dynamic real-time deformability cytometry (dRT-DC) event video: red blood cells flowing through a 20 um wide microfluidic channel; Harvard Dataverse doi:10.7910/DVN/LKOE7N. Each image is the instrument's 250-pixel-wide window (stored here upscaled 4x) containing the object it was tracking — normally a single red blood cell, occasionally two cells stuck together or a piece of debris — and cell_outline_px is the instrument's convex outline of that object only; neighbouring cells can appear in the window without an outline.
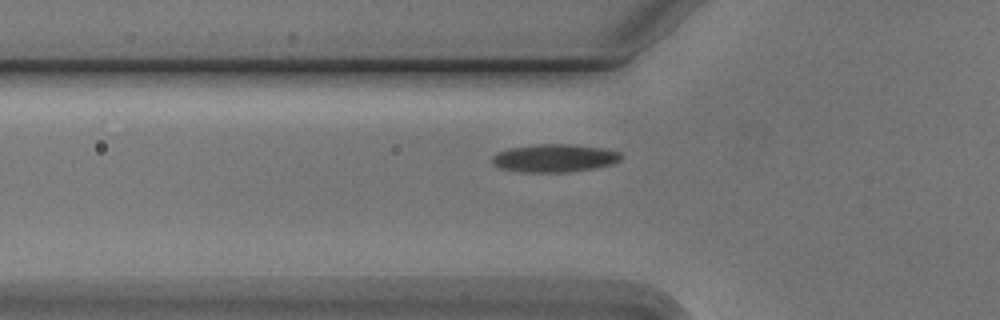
{"species": "Egyptian fruit bat (a non-hibernating species)", "species_latin": "Rousettus aegyptiacus", "temperature_condition": "cold", "stored_images_in_passage": 40, "camera_frame_rate_fps": 3000, "um_per_image_px": 0.085, "animal": {"sex": "male"}, "frame": {"image": 1, "passage_image": 5, "time_ms": 1.333, "image_size_px": [1000, 320], "cell_outline_px": [[624, 156], [620, 160], [612, 164], [596, 168], [568, 172], [524, 172], [500, 168], [492, 164], [492, 156], [496, 152], [508, 148], [536, 144], [572, 144], [604, 148], [620, 152]], "centroid_in_image_um": [47.14, 13.43], "position_along_channel_um": 78.7, "area_um2": 21.27}}
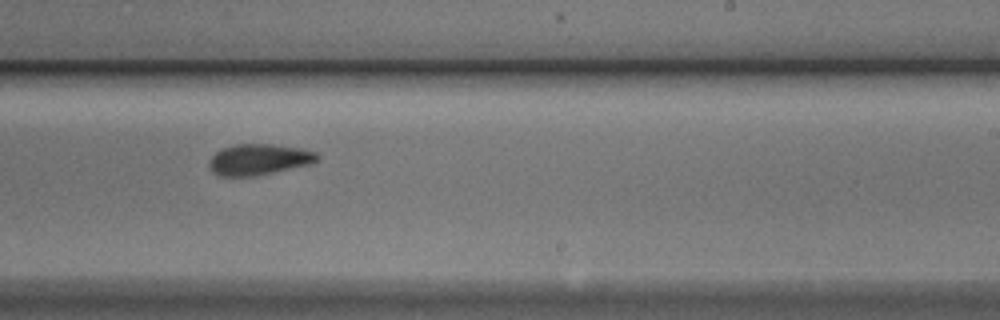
{"frame": {"image": 2, "passage_image": 20, "time_ms": 6.333, "image_size_px": [1000, 320], "cell_outline_px": [[320, 160], [312, 164], [252, 176], [220, 176], [212, 172], [208, 164], [208, 160], [216, 152], [224, 148], [236, 144], [272, 144], [300, 148], [316, 152], [320, 156]], "centroid_in_image_um": [22.02, 13.55], "position_along_channel_um": 267.0, "area_um2": 19.54}}
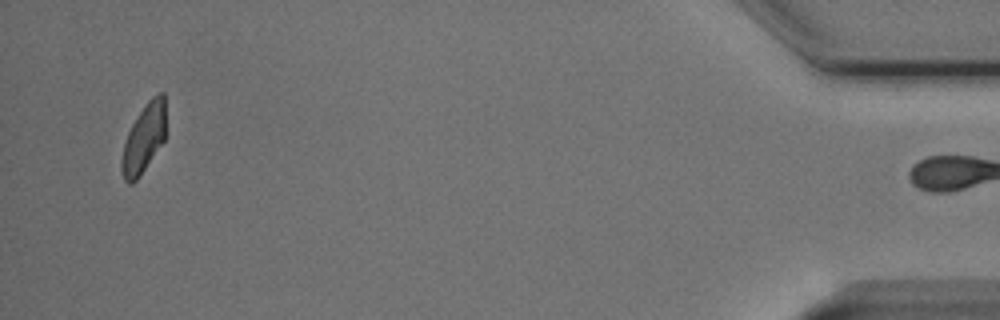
{"frame": {"image": 3, "passage_image": 39, "time_ms": 12.667, "image_size_px": [1000, 320], "cell_outline_px": [[164, 140], [140, 176], [132, 184], [128, 184], [124, 180], [120, 168], [120, 160], [124, 144], [128, 132], [132, 124], [148, 100], [152, 96], [160, 92], [164, 92]], "centroid_in_image_um": [12.19, 11.81], "position_along_channel_um": 423.0, "area_um2": 17.46}, "authors_computed_cell_mechanics": {"area_um2": 19.5942, "velocity_mm_per_s": 3.7652, "shape_relaxation_time_tau1_ms": 5.3366, "shape_relaxation_time_tau2_ms": 3.6104, "deformation_change_tau1": 0.1321, "deformation_change_tau2": 0.0873}}